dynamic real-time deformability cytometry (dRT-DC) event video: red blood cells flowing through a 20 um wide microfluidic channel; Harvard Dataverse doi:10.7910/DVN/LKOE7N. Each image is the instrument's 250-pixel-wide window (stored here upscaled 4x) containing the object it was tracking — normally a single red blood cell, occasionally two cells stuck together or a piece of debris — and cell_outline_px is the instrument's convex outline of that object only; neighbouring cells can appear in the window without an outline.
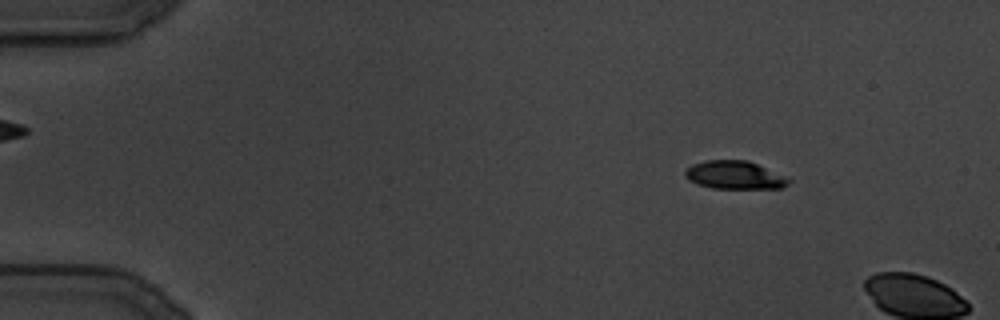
{"species": "common noctule bat (a hibernating species)", "species_latin": "Nyctalus noctula", "temperature_condition": "cold", "stored_images_in_passage": 24, "camera_frame_rate_fps": 3000, "um_per_image_px": 0.085, "animal": {"sex": "male", "body_mass_g": 19.5, "forearm_length_mm": 54.6}, "frame": {"image": 1, "passage_image": 17, "time_ms": 5.333, "image_size_px": [1000, 320], "cell_outline_px": [[792, 180], [788, 184], [780, 188], [712, 188], [696, 184], [688, 180], [684, 176], [684, 172], [692, 164], [704, 160], [748, 160]], "centroid_in_image_um": [62.38, 14.88], "position_along_channel_um": 22.6, "area_um2": 16.88}}